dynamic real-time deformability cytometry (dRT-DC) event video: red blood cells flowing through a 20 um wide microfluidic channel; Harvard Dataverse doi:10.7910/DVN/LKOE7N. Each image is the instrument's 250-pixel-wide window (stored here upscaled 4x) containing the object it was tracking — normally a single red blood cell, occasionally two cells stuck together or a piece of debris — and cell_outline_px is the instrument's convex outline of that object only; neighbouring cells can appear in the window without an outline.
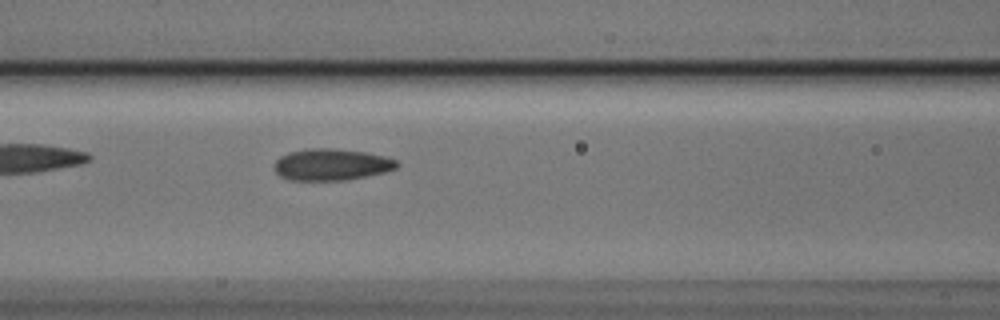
{"species": "Egyptian fruit bat (a non-hibernating species)", "species_latin": "Rousettus aegyptiacus", "temperature_condition": "cold", "stored_images_in_passage": 3, "camera_frame_rate_fps": 3000, "um_per_image_px": 0.085, "animal": {"sex": "male"}, "frame": {"image": 1, "passage_image": 3, "time_ms": 0.667, "image_size_px": [1000, 320], "cell_outline_px": [[400, 164], [396, 168], [388, 172], [348, 180], [288, 180], [280, 176], [272, 168], [272, 164], [280, 156], [288, 152], [312, 148], [332, 148], [364, 152], [384, 156], [396, 160]], "centroid_in_image_um": [28.16, 14.0], "position_along_channel_um": 138.4, "area_um2": 22.89}}